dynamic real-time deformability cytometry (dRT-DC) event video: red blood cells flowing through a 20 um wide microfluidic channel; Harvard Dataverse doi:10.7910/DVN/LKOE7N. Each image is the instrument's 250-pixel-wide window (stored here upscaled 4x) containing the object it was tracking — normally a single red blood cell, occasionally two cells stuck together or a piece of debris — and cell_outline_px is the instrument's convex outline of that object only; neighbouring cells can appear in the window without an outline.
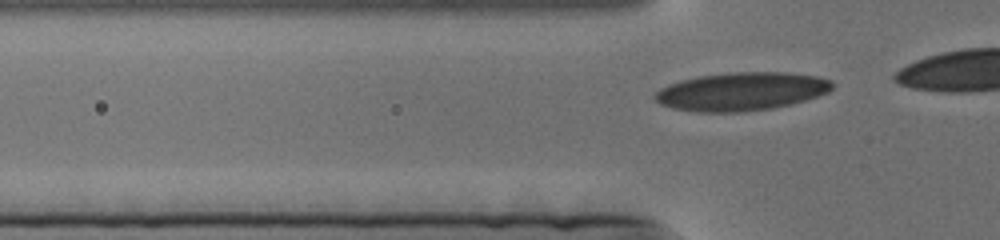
{"species": "human", "species_latin": "Homo sapiens", "temperature_condition": "cold", "stored_images_in_passage": 24, "camera_frame_rate_fps": 3000, "um_per_image_px": 0.085, "donor": {"sex": "female"}, "frame": {"image": 1, "passage_image": 5, "time_ms": 1.333, "image_size_px": [1000, 240], "cell_outline_px": [[836, 84], [828, 92], [792, 104], [772, 108], [744, 112], [696, 112], [672, 108], [660, 104], [652, 96], [660, 88], [668, 84], [680, 80], [700, 76], [732, 72], [788, 72], [816, 76], [832, 80]], "centroid_in_image_um": [63.01, 7.77], "position_along_channel_um": 62.8, "area_um2": 39.77}}
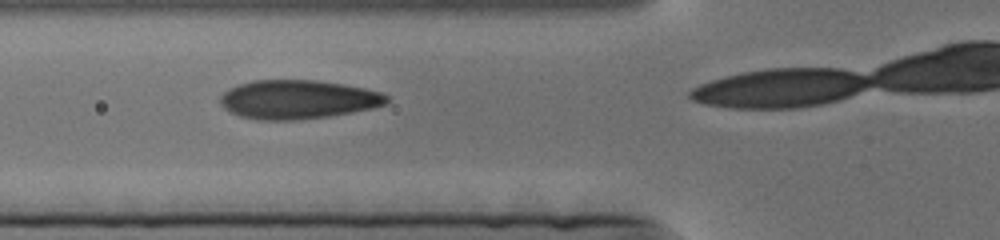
{"frame": {"image": 2, "passage_image": 15, "time_ms": 4.667, "image_size_px": [1000, 240], "cell_outline_px": [[388, 104], [372, 108], [352, 112], [328, 116], [292, 120], [260, 120], [240, 116], [224, 108], [220, 104], [220, 96], [228, 88], [252, 80], [316, 80], [344, 84], [364, 88], [380, 92], [388, 96]], "centroid_in_image_um": [25.31, 8.45], "position_along_channel_um": 100.5, "area_um2": 37.69}}
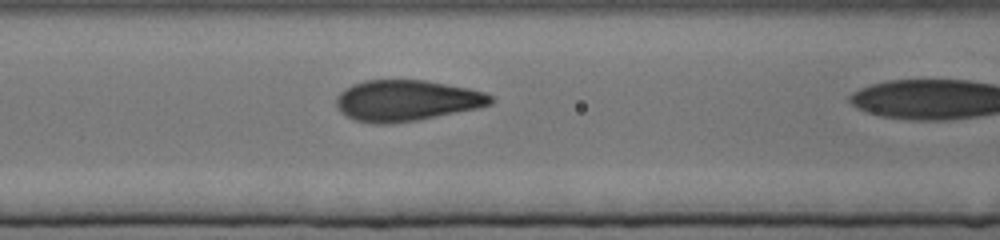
{"frame": {"image": 3, "passage_image": 23, "time_ms": 7.333, "image_size_px": [1000, 240], "cell_outline_px": [[496, 100], [492, 104], [480, 108], [416, 120], [388, 124], [376, 124], [356, 120], [340, 112], [336, 104], [336, 96], [344, 88], [352, 84], [364, 80], [424, 80], [468, 88], [484, 92], [492, 96]], "centroid_in_image_um": [34.56, 8.54], "position_along_channel_um": 132.0, "area_um2": 36.99}}